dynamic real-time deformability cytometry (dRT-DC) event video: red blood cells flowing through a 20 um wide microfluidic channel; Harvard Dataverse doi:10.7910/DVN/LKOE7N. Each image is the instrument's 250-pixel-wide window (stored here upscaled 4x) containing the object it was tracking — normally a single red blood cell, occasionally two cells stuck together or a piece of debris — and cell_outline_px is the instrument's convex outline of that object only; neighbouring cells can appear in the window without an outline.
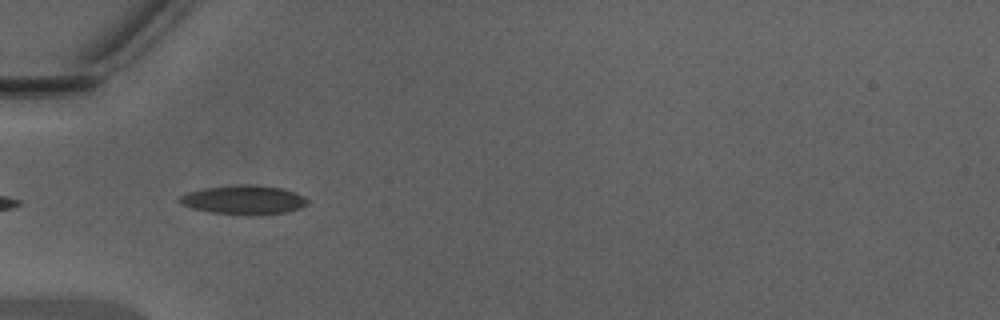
{"species": "Egyptian fruit bat (a non-hibernating species)", "species_latin": "Rousettus aegyptiacus", "temperature_condition": "warm", "stored_images_in_passage": 4, "camera_frame_rate_fps": 3000, "um_per_image_px": 0.085, "animal": {"sex": "male"}, "frame": {"image": 1, "passage_image": 2, "time_ms": 0.333, "image_size_px": [1000, 320], "cell_outline_px": [[308, 204], [300, 208], [288, 212], [212, 212], [192, 208], [180, 204], [176, 200], [180, 196], [188, 192], [204, 188], [240, 184], [252, 184], [284, 188], [296, 192], [304, 196], [308, 200]], "centroid_in_image_um": [20.72, 16.93], "position_along_channel_um": 64.3, "area_um2": 20.92}}